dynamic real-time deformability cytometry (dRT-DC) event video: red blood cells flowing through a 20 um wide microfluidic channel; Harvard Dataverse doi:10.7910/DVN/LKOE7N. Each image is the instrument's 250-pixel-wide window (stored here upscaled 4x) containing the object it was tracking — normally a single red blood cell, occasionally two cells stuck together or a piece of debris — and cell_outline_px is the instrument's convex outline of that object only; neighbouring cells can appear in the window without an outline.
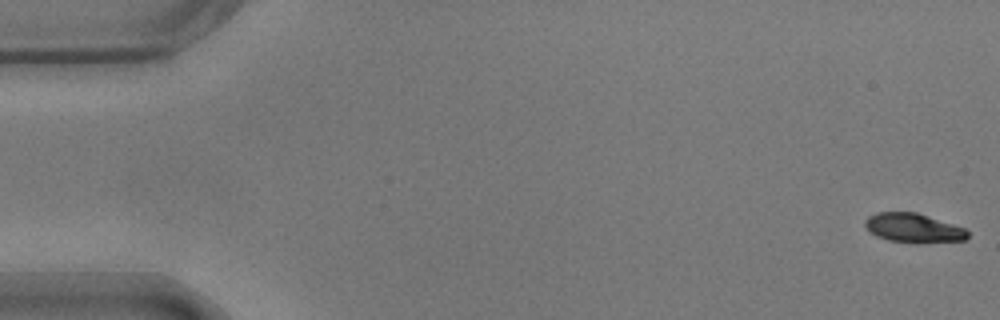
{"species": "common noctule bat (a hibernating species)", "species_latin": "Nyctalus noctula", "temperature_condition": "warm", "stored_images_in_passage": 14, "camera_frame_rate_fps": 3000, "um_per_image_px": 0.085, "animal": {"sex": "male", "body_mass_g": 17.9}, "frame": {"image": 1, "passage_image": 1, "time_ms": 0.0, "image_size_px": [1000, 320], "cell_outline_px": [[968, 236], [964, 240], [916, 244], [888, 240], [876, 236], [868, 232], [864, 224], [864, 220], [868, 216], [876, 212], [916, 212], [964, 228], [968, 232]], "centroid_in_image_um": [77.58, 19.39], "position_along_channel_um": 7.4, "area_um2": 17.63}}
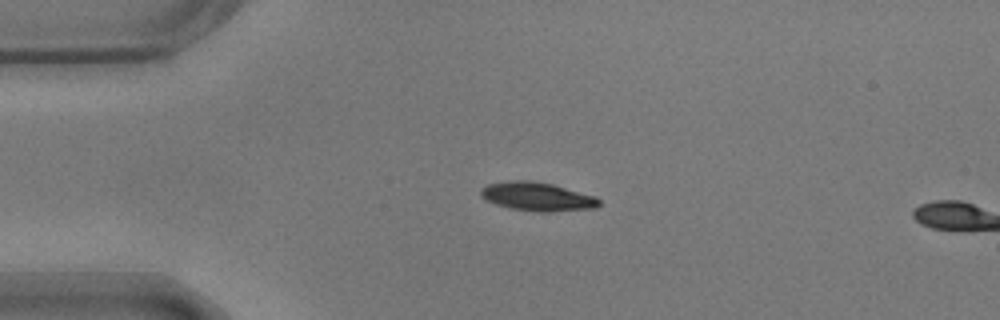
{"frame": {"image": 2, "passage_image": 13, "time_ms": 4.0, "image_size_px": [1000, 320], "cell_outline_px": [[600, 204], [596, 208], [544, 212], [540, 212], [512, 208], [496, 204], [484, 200], [480, 196], [480, 188], [488, 184], [512, 180], [532, 180], [552, 184], [596, 196], [600, 200]], "centroid_in_image_um": [45.65, 16.7], "position_along_channel_um": 39.3, "area_um2": 19.77}}